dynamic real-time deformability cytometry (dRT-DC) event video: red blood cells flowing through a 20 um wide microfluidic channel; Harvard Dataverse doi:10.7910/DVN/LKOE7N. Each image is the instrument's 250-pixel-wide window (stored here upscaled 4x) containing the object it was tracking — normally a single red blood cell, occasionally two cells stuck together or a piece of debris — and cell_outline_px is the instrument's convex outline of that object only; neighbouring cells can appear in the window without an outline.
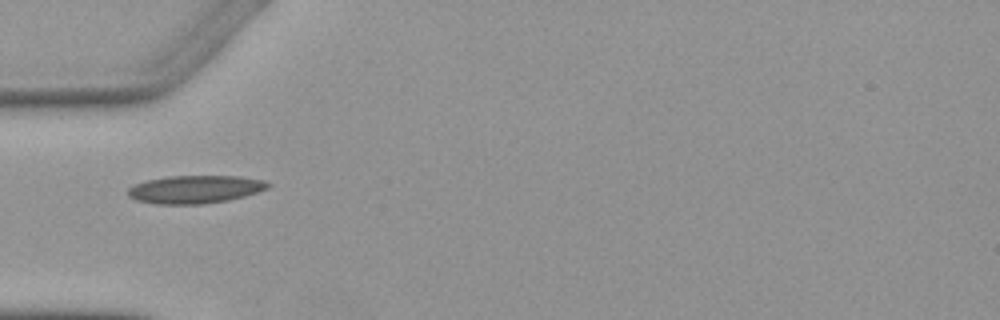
{"species": "Egyptian fruit bat (a non-hibernating species)", "species_latin": "Rousettus aegyptiacus", "temperature_condition": "warm", "stored_images_in_passage": 1, "camera_frame_rate_fps": 3000, "um_per_image_px": 0.085, "animal": {"sex": "female"}, "frame": {"image": 1, "passage_image": 1, "time_ms": 0.0, "image_size_px": [1000, 320], "cell_outline_px": [[272, 184], [268, 188], [244, 196], [228, 200], [204, 204], [156, 204], [136, 200], [128, 196], [128, 188], [136, 184], [148, 180], [168, 176], [240, 176], [264, 180]], "centroid_in_image_um": [16.6, 16.09], "position_along_channel_um": 68.4, "area_um2": 22.77}}